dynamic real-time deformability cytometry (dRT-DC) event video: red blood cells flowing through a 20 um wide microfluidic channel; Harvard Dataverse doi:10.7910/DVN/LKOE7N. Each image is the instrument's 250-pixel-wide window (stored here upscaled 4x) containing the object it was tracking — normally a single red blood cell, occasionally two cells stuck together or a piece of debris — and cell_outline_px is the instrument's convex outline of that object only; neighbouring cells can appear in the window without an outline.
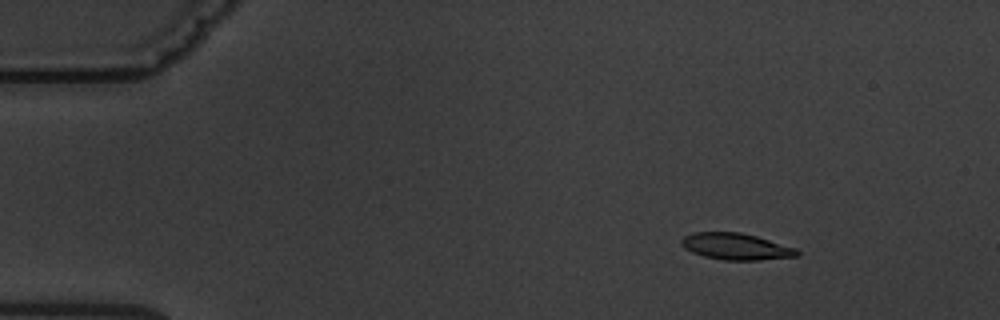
{"species": "common noctule bat (a hibernating species)", "species_latin": "Nyctalus noctula", "temperature_condition": "warm", "stored_images_in_passage": 8, "camera_frame_rate_fps": 3000, "um_per_image_px": 0.085, "animal": {"sex": "male", "body_mass_g": 19.5, "forearm_length_mm": 54.6}, "frame": {"image": 1, "passage_image": 3, "time_ms": 2.333, "image_size_px": [1000, 320], "cell_outline_px": [[800, 256], [760, 260], [724, 260], [704, 256], [692, 252], [684, 248], [680, 244], [680, 240], [684, 236], [692, 232], [740, 232], [756, 236], [796, 248], [800, 252]], "centroid_in_image_um": [62.55, 20.95], "position_along_channel_um": 22.5, "area_um2": 17.98}}
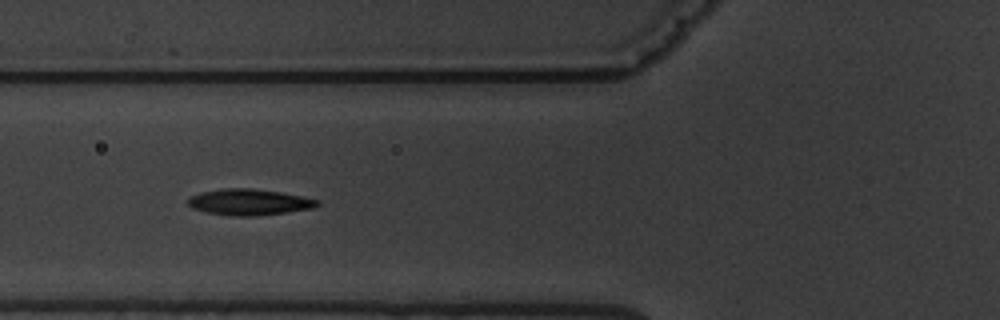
{"frame": {"image": 2, "passage_image": 7, "time_ms": 7.0, "image_size_px": [1000, 320], "cell_outline_px": [[320, 204], [312, 208], [256, 216], [232, 216], [208, 212], [192, 208], [188, 204], [188, 196], [200, 192], [224, 188], [252, 188], [280, 192], [304, 196], [320, 200]], "centroid_in_image_um": [21.17, 17.16], "position_along_channel_um": 104.6, "area_um2": 19.71}}
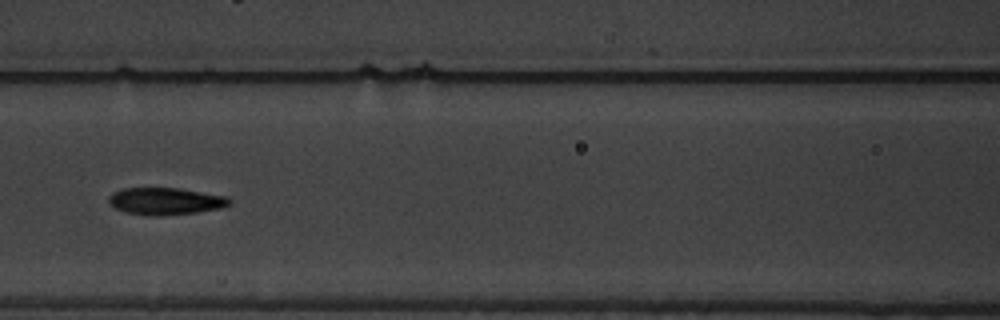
{"frame": {"image": 3, "passage_image": 8, "time_ms": 8.333, "image_size_px": [1000, 320], "cell_outline_px": [[232, 204], [220, 208], [196, 212], [164, 216], [160, 216], [124, 212], [116, 208], [108, 200], [108, 196], [112, 192], [124, 188], [180, 188], [228, 196], [232, 200]], "centroid_in_image_um": [14.11, 17.09], "position_along_channel_um": 152.5, "area_um2": 19.13}}